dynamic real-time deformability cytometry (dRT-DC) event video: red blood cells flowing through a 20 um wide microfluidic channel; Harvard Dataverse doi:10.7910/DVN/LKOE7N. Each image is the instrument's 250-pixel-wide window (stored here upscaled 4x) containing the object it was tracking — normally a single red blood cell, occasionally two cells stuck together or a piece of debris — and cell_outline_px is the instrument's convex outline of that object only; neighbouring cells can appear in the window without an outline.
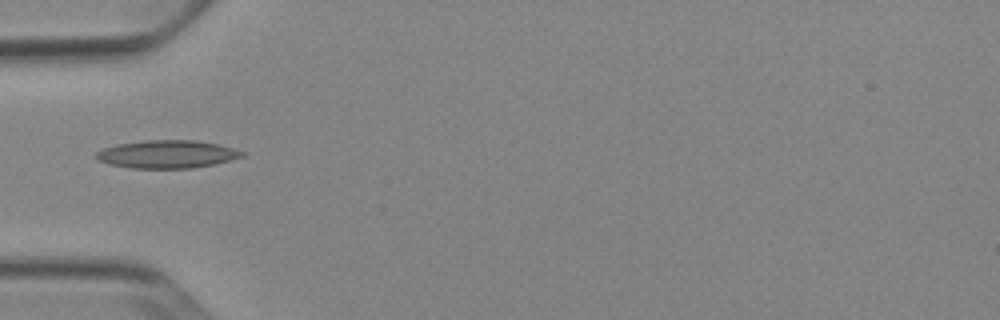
{"species": "Egyptian fruit bat (a non-hibernating species)", "species_latin": "Rousettus aegyptiacus", "temperature_condition": "cold", "stored_images_in_passage": 36, "camera_frame_rate_fps": 3000, "um_per_image_px": 0.085, "animal": {"sex": "female"}, "frame": {"image": 1, "passage_image": 1, "time_ms": 0.0, "image_size_px": [1000, 320], "cell_outline_px": [[244, 156], [212, 164], [192, 168], [132, 168], [108, 164], [96, 160], [96, 152], [104, 148], [116, 144], [144, 140], [192, 140], [216, 144], [232, 148], [244, 152]], "centroid_in_image_um": [14.13, 13.1], "position_along_channel_um": 70.9, "area_um2": 23.52}}
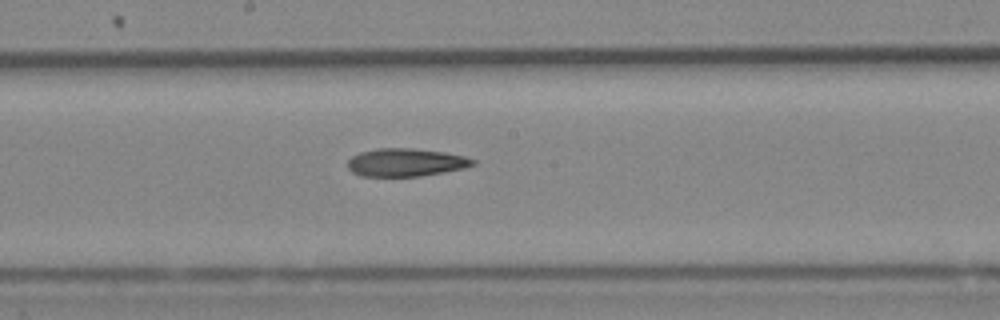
{"frame": {"image": 2, "passage_image": 12, "time_ms": 3.667, "image_size_px": [1000, 320], "cell_outline_px": [[476, 164], [464, 168], [444, 172], [420, 176], [360, 176], [352, 172], [348, 168], [348, 160], [352, 156], [360, 152], [376, 148], [412, 148], [444, 152], [464, 156], [476, 160]], "centroid_in_image_um": [34.49, 13.8], "position_along_channel_um": 213.7, "area_um2": 20.46}}
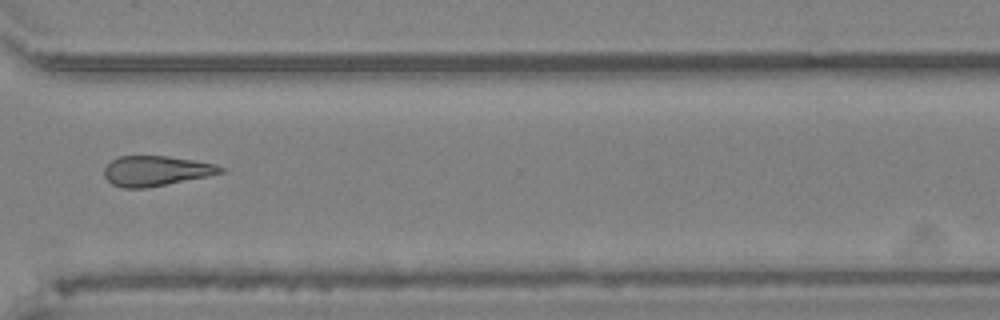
{"frame": {"image": 3, "passage_image": 23, "time_ms": 7.333, "image_size_px": [1000, 320], "cell_outline_px": [[224, 172], [208, 176], [148, 188], [120, 188], [112, 184], [104, 176], [104, 168], [112, 160], [120, 156], [168, 156], [216, 164], [224, 168]], "centroid_in_image_um": [13.25, 14.53], "position_along_channel_um": 357.4, "area_um2": 20.4}}